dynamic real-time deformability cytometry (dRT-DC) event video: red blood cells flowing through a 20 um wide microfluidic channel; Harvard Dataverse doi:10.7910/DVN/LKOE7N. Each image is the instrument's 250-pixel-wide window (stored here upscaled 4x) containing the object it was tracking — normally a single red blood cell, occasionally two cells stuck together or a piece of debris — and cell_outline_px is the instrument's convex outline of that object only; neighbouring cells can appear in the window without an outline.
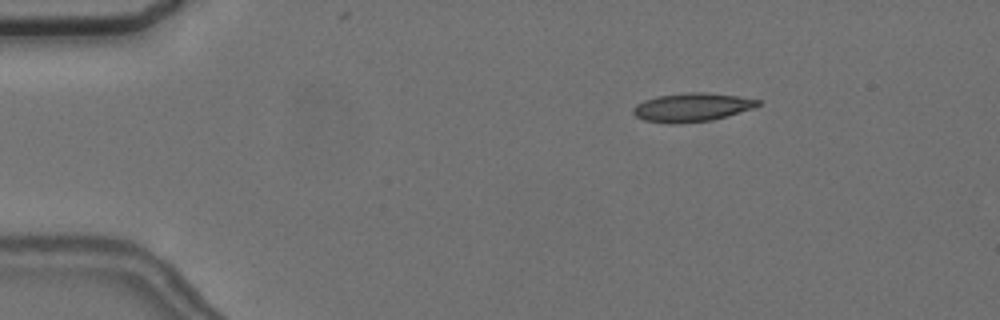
{"species": "common noctule bat (a hibernating species)", "species_latin": "Nyctalus noctula", "temperature_condition": "cold", "stored_images_in_passage": 5, "camera_frame_rate_fps": 3000, "um_per_image_px": 0.085, "animal": {"sex": "female", "body_mass_g": 24.6, "forearm_length_mm": 56.2}, "frame": {"image": 1, "passage_image": 3, "time_ms": 2.333, "image_size_px": [1000, 320], "cell_outline_px": [[760, 104], [756, 108], [712, 120], [676, 124], [668, 124], [644, 120], [636, 116], [632, 112], [632, 108], [636, 104], [644, 100], [656, 96], [688, 92], [704, 92], [736, 96], [760, 100]], "centroid_in_image_um": [58.79, 9.13], "position_along_channel_um": 26.2, "area_um2": 20.92}}